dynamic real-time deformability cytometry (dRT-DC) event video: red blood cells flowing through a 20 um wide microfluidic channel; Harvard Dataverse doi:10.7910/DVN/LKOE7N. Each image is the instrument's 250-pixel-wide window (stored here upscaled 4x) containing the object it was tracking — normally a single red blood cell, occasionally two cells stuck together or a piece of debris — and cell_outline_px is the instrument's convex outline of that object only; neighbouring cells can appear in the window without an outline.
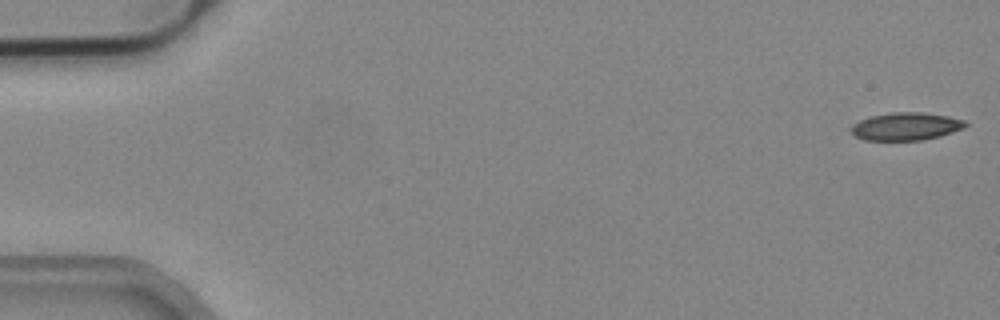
{"species": "common noctule bat (a hibernating species)", "species_latin": "Nyctalus noctula", "temperature_condition": "cold", "stored_images_in_passage": 5, "camera_frame_rate_fps": 3000, "um_per_image_px": 0.085, "animal": {"sex": "male", "body_mass_g": 19.2, "forearm_length_mm": 51.8}, "frame": {"image": 1, "passage_image": 1, "time_ms": 0.0, "image_size_px": [1000, 320], "cell_outline_px": [[968, 124], [964, 128], [940, 136], [920, 140], [864, 140], [856, 136], [848, 128], [852, 124], [860, 120], [872, 116], [892, 112], [920, 112], [948, 116], [968, 120]], "centroid_in_image_um": [77.02, 10.74], "position_along_channel_um": 8.0, "area_um2": 18.55}}